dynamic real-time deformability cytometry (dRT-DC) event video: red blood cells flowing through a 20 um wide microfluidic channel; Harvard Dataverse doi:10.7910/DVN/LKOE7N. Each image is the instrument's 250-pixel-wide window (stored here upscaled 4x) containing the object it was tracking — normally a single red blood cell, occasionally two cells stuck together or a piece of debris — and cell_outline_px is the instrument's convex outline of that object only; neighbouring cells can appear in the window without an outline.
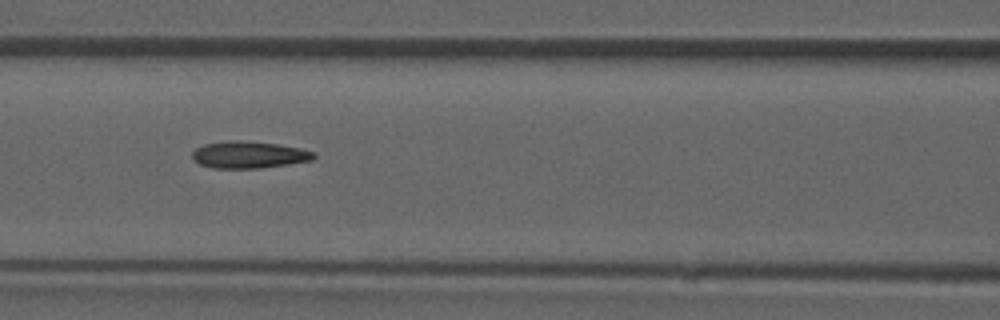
{"species": "common noctule bat (a hibernating species)", "species_latin": "Nyctalus noctula", "temperature_condition": "room temperature", "stored_images_in_passage": 52, "camera_frame_rate_fps": 3000, "um_per_image_px": 0.085, "animal": {"sex": "male", "forearm_length_mm": 52.5}, "frame": {"image": 1, "passage_image": 23, "time_ms": 7.333, "image_size_px": [1000, 320], "cell_outline_px": [[316, 156], [312, 160], [288, 164], [260, 168], [212, 168], [200, 164], [192, 160], [192, 152], [196, 148], [204, 144], [228, 140], [244, 140], [276, 144], [300, 148], [312, 152]], "centroid_in_image_um": [21.11, 13.15], "position_along_channel_um": 145.5, "area_um2": 19.07}, "authors_computed_cell_mechanics": {"area_um2": 19.0162, "velocity_mm_per_s": 3.9251, "shape_relaxation_time_tau1_ms": null, "shape_relaxation_time_tau2_ms": 2.3668, "deformation_change_tau1": null, "deformation_change_tau2": 0.1115}}